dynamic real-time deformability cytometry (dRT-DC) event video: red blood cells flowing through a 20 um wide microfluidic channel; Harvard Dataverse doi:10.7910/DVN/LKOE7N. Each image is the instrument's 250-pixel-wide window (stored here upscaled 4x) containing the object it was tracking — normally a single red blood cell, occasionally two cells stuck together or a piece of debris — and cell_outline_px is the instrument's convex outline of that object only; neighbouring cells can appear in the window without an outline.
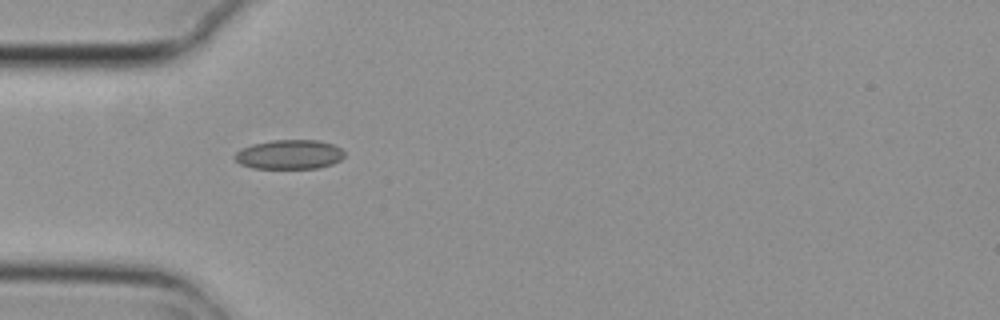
{"species": "common noctule bat (a hibernating species)", "species_latin": "Nyctalus noctula", "temperature_condition": "cold", "stored_images_in_passage": 6, "camera_frame_rate_fps": 3000, "um_per_image_px": 0.085, "animal": {"sex": "female", "body_mass_g": 29.2, "forearm_length_mm": 56.3}, "frame": {"image": 1, "passage_image": 5, "time_ms": 1.333, "image_size_px": [1000, 320], "cell_outline_px": [[344, 156], [340, 160], [332, 164], [316, 168], [252, 168], [240, 164], [232, 156], [240, 148], [252, 144], [272, 140], [320, 140], [332, 144], [340, 148], [344, 152]], "centroid_in_image_um": [24.56, 13.12], "position_along_channel_um": 60.4, "area_um2": 18.84}}
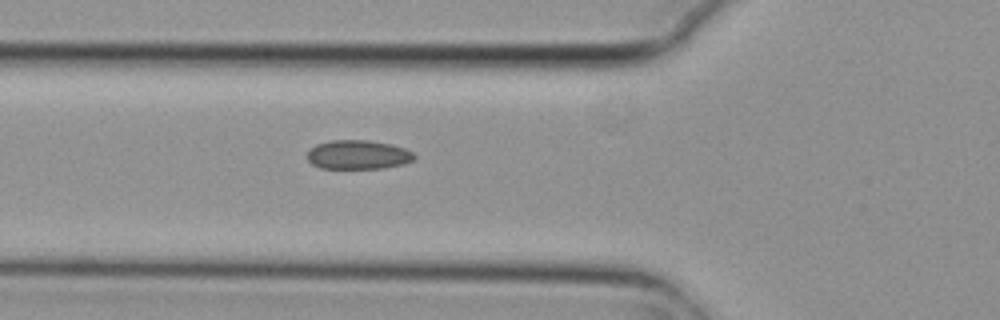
{"frame": {"image": 2, "passage_image": 6, "time_ms": 1.667, "image_size_px": [1000, 320], "cell_outline_px": [[416, 156], [412, 160], [404, 164], [384, 168], [320, 168], [312, 164], [308, 160], [308, 152], [316, 144], [332, 140], [368, 140], [392, 144], [404, 148], [412, 152]], "centroid_in_image_um": [30.45, 13.15], "position_along_channel_um": 95.4, "area_um2": 18.09}}